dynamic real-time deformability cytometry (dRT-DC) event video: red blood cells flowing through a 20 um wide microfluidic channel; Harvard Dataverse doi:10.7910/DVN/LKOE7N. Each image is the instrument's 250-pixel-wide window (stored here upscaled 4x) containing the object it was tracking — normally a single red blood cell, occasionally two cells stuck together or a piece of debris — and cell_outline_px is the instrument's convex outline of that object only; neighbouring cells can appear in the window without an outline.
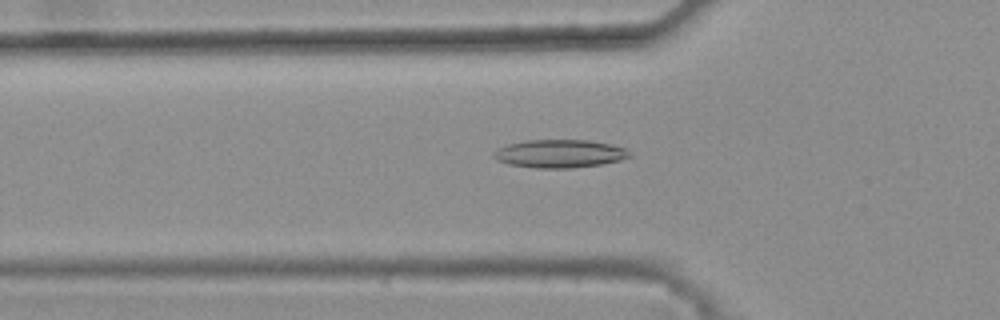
{"species": "common noctule bat (a hibernating species)", "species_latin": "Nyctalus noctula", "temperature_condition": "warm", "stored_images_in_passage": 47, "camera_frame_rate_fps": 3000, "um_per_image_px": 0.085, "animal": {"sex": "female", "body_mass_g": 25.1}, "frame": {"image": 1, "passage_image": 18, "time_ms": 5.667, "image_size_px": [1000, 320], "cell_outline_px": [[632, 156], [620, 160], [600, 164], [572, 168], [536, 168], [508, 164], [496, 160], [492, 156], [492, 152], [496, 148], [508, 144], [524, 140], [588, 140], [628, 148]], "centroid_in_image_um": [47.53, 13.06], "position_along_channel_um": 78.3, "area_um2": 22.43}}
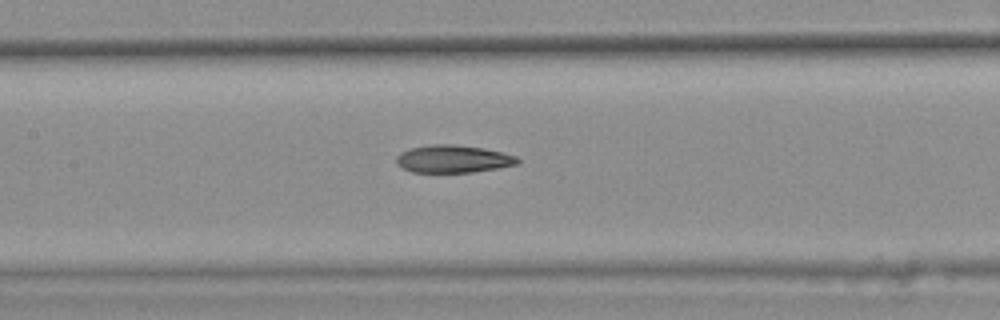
{"frame": {"image": 2, "passage_image": 25, "time_ms": 8.0, "image_size_px": [1000, 320], "cell_outline_px": [[520, 164], [472, 172], [412, 172], [396, 164], [396, 156], [400, 152], [408, 148], [428, 144], [452, 144], [484, 148], [516, 156], [520, 160]], "centroid_in_image_um": [38.48, 13.5], "position_along_channel_um": 168.9, "area_um2": 19.59}}
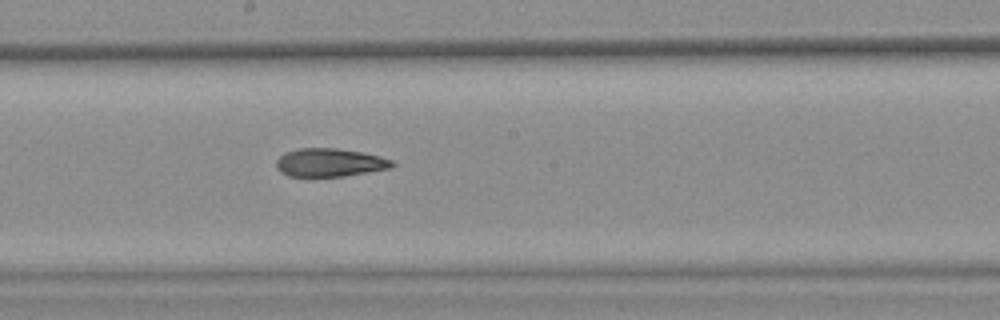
{"frame": {"image": 3, "passage_image": 29, "time_ms": 9.333, "image_size_px": [1000, 320], "cell_outline_px": [[396, 164], [392, 168], [344, 176], [288, 176], [280, 172], [276, 168], [276, 160], [284, 152], [296, 148], [336, 148], [360, 152], [380, 156], [392, 160]], "centroid_in_image_um": [28.01, 13.81], "position_along_channel_um": 220.2, "area_um2": 19.19}, "authors_computed_cell_mechanics": {"area_um2": 20.0566, "velocity_mm_per_s": 3.8594, "shape_relaxation_time_tau1_ms": null, "shape_relaxation_time_tau2_ms": 5.3708, "deformation_change_tau1": null, "deformation_change_tau2": 0.1475}}